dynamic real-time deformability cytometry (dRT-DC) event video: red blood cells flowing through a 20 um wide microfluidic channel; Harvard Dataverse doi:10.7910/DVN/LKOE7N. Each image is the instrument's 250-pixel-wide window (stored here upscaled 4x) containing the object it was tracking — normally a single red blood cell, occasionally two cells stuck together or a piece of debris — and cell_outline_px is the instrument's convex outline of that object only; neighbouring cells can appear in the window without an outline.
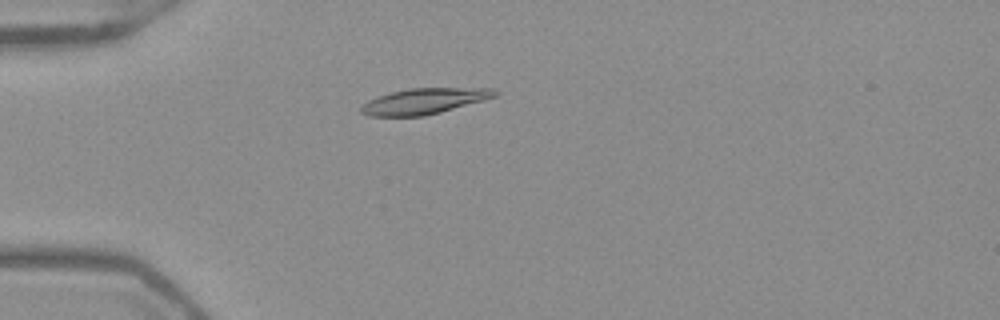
{"species": "Egyptian fruit bat (a non-hibernating species)", "species_latin": "Rousettus aegyptiacus", "temperature_condition": "warm", "stored_images_in_passage": 42, "camera_frame_rate_fps": 3000, "um_per_image_px": 0.085, "frame": {"image": 1, "passage_image": 5, "time_ms": 1.333, "image_size_px": [1000, 320], "cell_outline_px": [[500, 92], [496, 96], [484, 100], [440, 112], [424, 116], [368, 116], [360, 112], [360, 108], [368, 100], [376, 96], [408, 88], [496, 88]], "centroid_in_image_um": [36.06, 8.59], "position_along_channel_um": 48.9, "area_um2": 20.11}}
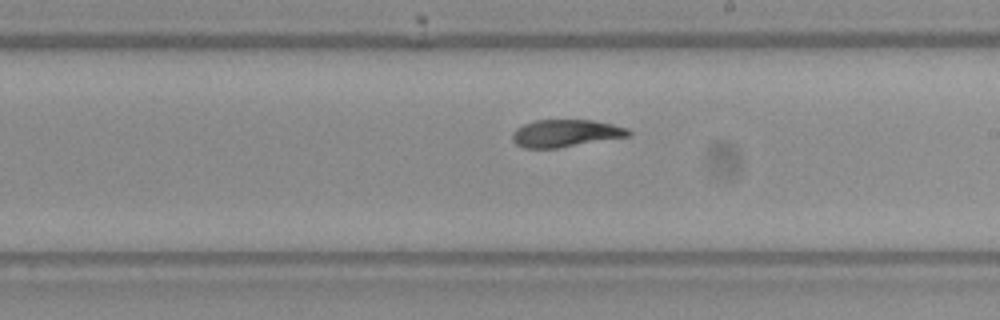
{"frame": {"image": 2, "passage_image": 21, "time_ms": 6.667, "image_size_px": [1000, 320], "cell_outline_px": [[632, 136], [556, 148], [524, 148], [516, 144], [512, 140], [512, 132], [516, 128], [524, 124], [536, 120], [592, 120], [612, 124], [628, 128], [632, 132]], "centroid_in_image_um": [48.09, 11.33], "position_along_channel_um": 240.9, "area_um2": 18.61}}
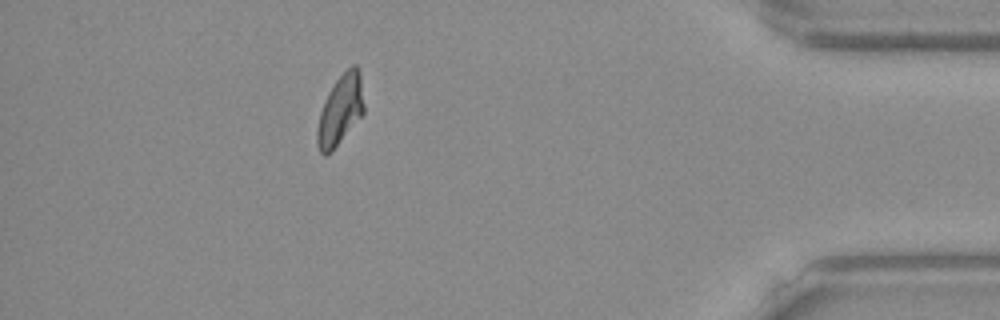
{"frame": {"image": 3, "passage_image": 37, "time_ms": 12.0, "image_size_px": [1000, 320], "cell_outline_px": [[364, 112], [332, 152], [324, 156], [320, 152], [316, 144], [316, 128], [320, 112], [324, 100], [328, 92], [336, 80], [352, 64], [356, 64], [360, 76], [364, 104]], "centroid_in_image_um": [28.89, 9.39], "position_along_channel_um": 406.3, "area_um2": 19.07}, "authors_computed_cell_mechanics": {"area_um2": 18.9006, "velocity_mm_per_s": 3.937, "shape_relaxation_time_tau1_ms": 10.5706, "shape_relaxation_time_tau2_ms": 2.3758, "deformation_change_tau1": 0.2788, "deformation_change_tau2": 0.0703}}